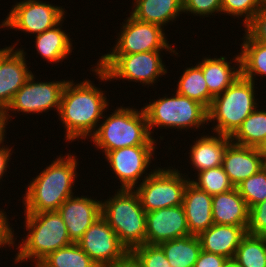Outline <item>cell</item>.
<instances>
[{"label": "cell", "mask_w": 266, "mask_h": 267, "mask_svg": "<svg viewBox=\"0 0 266 267\" xmlns=\"http://www.w3.org/2000/svg\"><path fill=\"white\" fill-rule=\"evenodd\" d=\"M182 205L190 235L198 236L214 224L212 195L197 188L190 181L185 188Z\"/></svg>", "instance_id": "cell-20"}, {"label": "cell", "mask_w": 266, "mask_h": 267, "mask_svg": "<svg viewBox=\"0 0 266 267\" xmlns=\"http://www.w3.org/2000/svg\"><path fill=\"white\" fill-rule=\"evenodd\" d=\"M261 4L257 0H222V14L233 18H242L243 27L252 19L260 9ZM244 18V19H243Z\"/></svg>", "instance_id": "cell-34"}, {"label": "cell", "mask_w": 266, "mask_h": 267, "mask_svg": "<svg viewBox=\"0 0 266 267\" xmlns=\"http://www.w3.org/2000/svg\"><path fill=\"white\" fill-rule=\"evenodd\" d=\"M31 74L25 84L15 93L11 103L3 112V123L6 127L14 118L13 114L22 112L30 114H41L55 109L59 112L61 96L68 80L60 81H35L37 78ZM12 112V113H11ZM10 113V114H9Z\"/></svg>", "instance_id": "cell-11"}, {"label": "cell", "mask_w": 266, "mask_h": 267, "mask_svg": "<svg viewBox=\"0 0 266 267\" xmlns=\"http://www.w3.org/2000/svg\"><path fill=\"white\" fill-rule=\"evenodd\" d=\"M261 167L266 172V154H261Z\"/></svg>", "instance_id": "cell-46"}, {"label": "cell", "mask_w": 266, "mask_h": 267, "mask_svg": "<svg viewBox=\"0 0 266 267\" xmlns=\"http://www.w3.org/2000/svg\"><path fill=\"white\" fill-rule=\"evenodd\" d=\"M129 14L142 22L167 26L183 14V0H133ZM179 16V17H178ZM176 19V20H175ZM171 21V22H170Z\"/></svg>", "instance_id": "cell-24"}, {"label": "cell", "mask_w": 266, "mask_h": 267, "mask_svg": "<svg viewBox=\"0 0 266 267\" xmlns=\"http://www.w3.org/2000/svg\"><path fill=\"white\" fill-rule=\"evenodd\" d=\"M93 81L83 78L79 83L68 80L65 84L58 119L65 128V141L90 139L96 132L104 113L110 106L105 95L107 91H102L96 87ZM106 110V111H105Z\"/></svg>", "instance_id": "cell-1"}, {"label": "cell", "mask_w": 266, "mask_h": 267, "mask_svg": "<svg viewBox=\"0 0 266 267\" xmlns=\"http://www.w3.org/2000/svg\"><path fill=\"white\" fill-rule=\"evenodd\" d=\"M171 267H194L201 244L197 236L188 235L160 243Z\"/></svg>", "instance_id": "cell-27"}, {"label": "cell", "mask_w": 266, "mask_h": 267, "mask_svg": "<svg viewBox=\"0 0 266 267\" xmlns=\"http://www.w3.org/2000/svg\"><path fill=\"white\" fill-rule=\"evenodd\" d=\"M190 235L183 205L146 213V244L159 245Z\"/></svg>", "instance_id": "cell-16"}, {"label": "cell", "mask_w": 266, "mask_h": 267, "mask_svg": "<svg viewBox=\"0 0 266 267\" xmlns=\"http://www.w3.org/2000/svg\"><path fill=\"white\" fill-rule=\"evenodd\" d=\"M250 209L237 188L212 196L214 224L248 227Z\"/></svg>", "instance_id": "cell-23"}, {"label": "cell", "mask_w": 266, "mask_h": 267, "mask_svg": "<svg viewBox=\"0 0 266 267\" xmlns=\"http://www.w3.org/2000/svg\"><path fill=\"white\" fill-rule=\"evenodd\" d=\"M111 267H142L137 259L131 254L128 253L121 261L114 264Z\"/></svg>", "instance_id": "cell-42"}, {"label": "cell", "mask_w": 266, "mask_h": 267, "mask_svg": "<svg viewBox=\"0 0 266 267\" xmlns=\"http://www.w3.org/2000/svg\"><path fill=\"white\" fill-rule=\"evenodd\" d=\"M116 106L111 114L103 116L96 132L90 137L93 146L106 155L109 151L138 145H156L151 136L143 108Z\"/></svg>", "instance_id": "cell-4"}, {"label": "cell", "mask_w": 266, "mask_h": 267, "mask_svg": "<svg viewBox=\"0 0 266 267\" xmlns=\"http://www.w3.org/2000/svg\"><path fill=\"white\" fill-rule=\"evenodd\" d=\"M24 219L23 229L28 232L15 244L18 251L13 258L14 264L31 261L37 266L50 253L73 243L58 211L24 213Z\"/></svg>", "instance_id": "cell-3"}, {"label": "cell", "mask_w": 266, "mask_h": 267, "mask_svg": "<svg viewBox=\"0 0 266 267\" xmlns=\"http://www.w3.org/2000/svg\"><path fill=\"white\" fill-rule=\"evenodd\" d=\"M240 48L241 76L256 82L257 76H266V44L253 41L246 33L243 34ZM257 75V76H256Z\"/></svg>", "instance_id": "cell-26"}, {"label": "cell", "mask_w": 266, "mask_h": 267, "mask_svg": "<svg viewBox=\"0 0 266 267\" xmlns=\"http://www.w3.org/2000/svg\"><path fill=\"white\" fill-rule=\"evenodd\" d=\"M5 139L6 137H3L0 140V182L4 177V174L7 172V168H9L10 159H12L10 158L12 153H15L12 152V147H9V145H4L6 144L4 143V141L6 142Z\"/></svg>", "instance_id": "cell-41"}, {"label": "cell", "mask_w": 266, "mask_h": 267, "mask_svg": "<svg viewBox=\"0 0 266 267\" xmlns=\"http://www.w3.org/2000/svg\"><path fill=\"white\" fill-rule=\"evenodd\" d=\"M142 267H171L159 245L144 244L130 252Z\"/></svg>", "instance_id": "cell-35"}, {"label": "cell", "mask_w": 266, "mask_h": 267, "mask_svg": "<svg viewBox=\"0 0 266 267\" xmlns=\"http://www.w3.org/2000/svg\"><path fill=\"white\" fill-rule=\"evenodd\" d=\"M257 107L231 136L238 145L258 148L266 137V109Z\"/></svg>", "instance_id": "cell-29"}, {"label": "cell", "mask_w": 266, "mask_h": 267, "mask_svg": "<svg viewBox=\"0 0 266 267\" xmlns=\"http://www.w3.org/2000/svg\"><path fill=\"white\" fill-rule=\"evenodd\" d=\"M255 82L241 75L221 94L214 97L208 110L211 132L232 136L242 122L259 107ZM216 121V122H215ZM216 124V125H214Z\"/></svg>", "instance_id": "cell-6"}, {"label": "cell", "mask_w": 266, "mask_h": 267, "mask_svg": "<svg viewBox=\"0 0 266 267\" xmlns=\"http://www.w3.org/2000/svg\"><path fill=\"white\" fill-rule=\"evenodd\" d=\"M77 244L98 267H111L129 253L102 216L85 231Z\"/></svg>", "instance_id": "cell-14"}, {"label": "cell", "mask_w": 266, "mask_h": 267, "mask_svg": "<svg viewBox=\"0 0 266 267\" xmlns=\"http://www.w3.org/2000/svg\"><path fill=\"white\" fill-rule=\"evenodd\" d=\"M226 260V257L201 250L194 267H222Z\"/></svg>", "instance_id": "cell-40"}, {"label": "cell", "mask_w": 266, "mask_h": 267, "mask_svg": "<svg viewBox=\"0 0 266 267\" xmlns=\"http://www.w3.org/2000/svg\"><path fill=\"white\" fill-rule=\"evenodd\" d=\"M261 5L266 3V0H257Z\"/></svg>", "instance_id": "cell-47"}, {"label": "cell", "mask_w": 266, "mask_h": 267, "mask_svg": "<svg viewBox=\"0 0 266 267\" xmlns=\"http://www.w3.org/2000/svg\"><path fill=\"white\" fill-rule=\"evenodd\" d=\"M35 267H98L77 243L50 253Z\"/></svg>", "instance_id": "cell-30"}, {"label": "cell", "mask_w": 266, "mask_h": 267, "mask_svg": "<svg viewBox=\"0 0 266 267\" xmlns=\"http://www.w3.org/2000/svg\"><path fill=\"white\" fill-rule=\"evenodd\" d=\"M249 209L266 200V172L261 168L257 173L236 186Z\"/></svg>", "instance_id": "cell-33"}, {"label": "cell", "mask_w": 266, "mask_h": 267, "mask_svg": "<svg viewBox=\"0 0 266 267\" xmlns=\"http://www.w3.org/2000/svg\"><path fill=\"white\" fill-rule=\"evenodd\" d=\"M18 42L0 53V111L3 113L11 103L15 93L32 74L28 70L27 53L23 48L16 49ZM16 49V50H15ZM26 57V58H25Z\"/></svg>", "instance_id": "cell-15"}, {"label": "cell", "mask_w": 266, "mask_h": 267, "mask_svg": "<svg viewBox=\"0 0 266 267\" xmlns=\"http://www.w3.org/2000/svg\"><path fill=\"white\" fill-rule=\"evenodd\" d=\"M101 201V216L130 253L146 243V211L134 189H120ZM104 200V201H103Z\"/></svg>", "instance_id": "cell-5"}, {"label": "cell", "mask_w": 266, "mask_h": 267, "mask_svg": "<svg viewBox=\"0 0 266 267\" xmlns=\"http://www.w3.org/2000/svg\"><path fill=\"white\" fill-rule=\"evenodd\" d=\"M153 99L143 106L147 117L149 132L154 133L155 128L178 129L176 131L204 128L208 126V110L201 103L180 95L177 92L172 96ZM163 127V128H162ZM153 130V131H152Z\"/></svg>", "instance_id": "cell-7"}, {"label": "cell", "mask_w": 266, "mask_h": 267, "mask_svg": "<svg viewBox=\"0 0 266 267\" xmlns=\"http://www.w3.org/2000/svg\"><path fill=\"white\" fill-rule=\"evenodd\" d=\"M247 233L266 237V200L250 208Z\"/></svg>", "instance_id": "cell-38"}, {"label": "cell", "mask_w": 266, "mask_h": 267, "mask_svg": "<svg viewBox=\"0 0 266 267\" xmlns=\"http://www.w3.org/2000/svg\"><path fill=\"white\" fill-rule=\"evenodd\" d=\"M76 153L57 156L25 186L22 199L24 213L57 211L60 205L74 196L73 188L77 180Z\"/></svg>", "instance_id": "cell-2"}, {"label": "cell", "mask_w": 266, "mask_h": 267, "mask_svg": "<svg viewBox=\"0 0 266 267\" xmlns=\"http://www.w3.org/2000/svg\"><path fill=\"white\" fill-rule=\"evenodd\" d=\"M65 8L41 0H21L12 5L0 28L21 31L26 34H41L53 28L66 15Z\"/></svg>", "instance_id": "cell-12"}, {"label": "cell", "mask_w": 266, "mask_h": 267, "mask_svg": "<svg viewBox=\"0 0 266 267\" xmlns=\"http://www.w3.org/2000/svg\"><path fill=\"white\" fill-rule=\"evenodd\" d=\"M234 259L241 267H266V237L247 233L241 239Z\"/></svg>", "instance_id": "cell-31"}, {"label": "cell", "mask_w": 266, "mask_h": 267, "mask_svg": "<svg viewBox=\"0 0 266 267\" xmlns=\"http://www.w3.org/2000/svg\"><path fill=\"white\" fill-rule=\"evenodd\" d=\"M234 56L230 62L225 56L211 58L210 55L197 62L202 69L209 93L213 97L223 93L241 75L240 54Z\"/></svg>", "instance_id": "cell-19"}, {"label": "cell", "mask_w": 266, "mask_h": 267, "mask_svg": "<svg viewBox=\"0 0 266 267\" xmlns=\"http://www.w3.org/2000/svg\"><path fill=\"white\" fill-rule=\"evenodd\" d=\"M247 228L213 224L197 237L199 238L203 251L217 254L227 259H233L241 239L247 234Z\"/></svg>", "instance_id": "cell-22"}, {"label": "cell", "mask_w": 266, "mask_h": 267, "mask_svg": "<svg viewBox=\"0 0 266 267\" xmlns=\"http://www.w3.org/2000/svg\"><path fill=\"white\" fill-rule=\"evenodd\" d=\"M156 149V145H138L118 148L105 155L109 168H112V174L121 182L118 186L120 189H134L141 180L152 174L156 168L152 170L149 166L156 160V157L153 158Z\"/></svg>", "instance_id": "cell-13"}, {"label": "cell", "mask_w": 266, "mask_h": 267, "mask_svg": "<svg viewBox=\"0 0 266 267\" xmlns=\"http://www.w3.org/2000/svg\"><path fill=\"white\" fill-rule=\"evenodd\" d=\"M195 174V179H190V182L202 191L216 195L228 192L235 188L230 182V179L224 168L221 166L206 169ZM197 174V176H196Z\"/></svg>", "instance_id": "cell-32"}, {"label": "cell", "mask_w": 266, "mask_h": 267, "mask_svg": "<svg viewBox=\"0 0 266 267\" xmlns=\"http://www.w3.org/2000/svg\"><path fill=\"white\" fill-rule=\"evenodd\" d=\"M5 209L0 208V248L4 249L8 247L13 248L15 246L14 230L12 229L13 225L10 224L7 212ZM11 225V226H10ZM15 239V240H14ZM4 247V248H3Z\"/></svg>", "instance_id": "cell-39"}, {"label": "cell", "mask_w": 266, "mask_h": 267, "mask_svg": "<svg viewBox=\"0 0 266 267\" xmlns=\"http://www.w3.org/2000/svg\"><path fill=\"white\" fill-rule=\"evenodd\" d=\"M64 20L65 17L53 28L34 36L36 54H39L48 63L63 62L74 49L72 38L65 32L66 30H63Z\"/></svg>", "instance_id": "cell-25"}, {"label": "cell", "mask_w": 266, "mask_h": 267, "mask_svg": "<svg viewBox=\"0 0 266 267\" xmlns=\"http://www.w3.org/2000/svg\"><path fill=\"white\" fill-rule=\"evenodd\" d=\"M7 127L3 123V113L0 111V140L7 134Z\"/></svg>", "instance_id": "cell-43"}, {"label": "cell", "mask_w": 266, "mask_h": 267, "mask_svg": "<svg viewBox=\"0 0 266 267\" xmlns=\"http://www.w3.org/2000/svg\"><path fill=\"white\" fill-rule=\"evenodd\" d=\"M163 51H150L120 55L105 71L96 65L92 66V72L96 77L105 81L127 80L128 82H140L142 86H155L157 79L167 74V69L162 60ZM113 79V80H112Z\"/></svg>", "instance_id": "cell-10"}, {"label": "cell", "mask_w": 266, "mask_h": 267, "mask_svg": "<svg viewBox=\"0 0 266 267\" xmlns=\"http://www.w3.org/2000/svg\"><path fill=\"white\" fill-rule=\"evenodd\" d=\"M211 134L196 137V141L194 139L189 148V164L193 166L191 168H194L193 171L196 170V173L221 166L223 163L224 153L231 142V137L218 133Z\"/></svg>", "instance_id": "cell-21"}, {"label": "cell", "mask_w": 266, "mask_h": 267, "mask_svg": "<svg viewBox=\"0 0 266 267\" xmlns=\"http://www.w3.org/2000/svg\"><path fill=\"white\" fill-rule=\"evenodd\" d=\"M222 267H241L239 263L233 259H227Z\"/></svg>", "instance_id": "cell-44"}, {"label": "cell", "mask_w": 266, "mask_h": 267, "mask_svg": "<svg viewBox=\"0 0 266 267\" xmlns=\"http://www.w3.org/2000/svg\"><path fill=\"white\" fill-rule=\"evenodd\" d=\"M180 172L182 171L172 166H157L150 176L134 188L146 212L183 204L185 188L190 178Z\"/></svg>", "instance_id": "cell-9"}, {"label": "cell", "mask_w": 266, "mask_h": 267, "mask_svg": "<svg viewBox=\"0 0 266 267\" xmlns=\"http://www.w3.org/2000/svg\"><path fill=\"white\" fill-rule=\"evenodd\" d=\"M5 48H6V47H4V48H1V49H0V53H1V52H2V51L5 49Z\"/></svg>", "instance_id": "cell-48"}, {"label": "cell", "mask_w": 266, "mask_h": 267, "mask_svg": "<svg viewBox=\"0 0 266 267\" xmlns=\"http://www.w3.org/2000/svg\"><path fill=\"white\" fill-rule=\"evenodd\" d=\"M222 167L230 182L236 187L262 168L261 154L257 148L238 145L231 141L224 153Z\"/></svg>", "instance_id": "cell-18"}, {"label": "cell", "mask_w": 266, "mask_h": 267, "mask_svg": "<svg viewBox=\"0 0 266 267\" xmlns=\"http://www.w3.org/2000/svg\"><path fill=\"white\" fill-rule=\"evenodd\" d=\"M221 5L222 0H183V12L200 18L222 15Z\"/></svg>", "instance_id": "cell-36"}, {"label": "cell", "mask_w": 266, "mask_h": 267, "mask_svg": "<svg viewBox=\"0 0 266 267\" xmlns=\"http://www.w3.org/2000/svg\"><path fill=\"white\" fill-rule=\"evenodd\" d=\"M101 201L91 196L89 198L75 194L60 205L57 211L73 243H77L85 231L101 217Z\"/></svg>", "instance_id": "cell-17"}, {"label": "cell", "mask_w": 266, "mask_h": 267, "mask_svg": "<svg viewBox=\"0 0 266 267\" xmlns=\"http://www.w3.org/2000/svg\"><path fill=\"white\" fill-rule=\"evenodd\" d=\"M257 149L260 154H266V137Z\"/></svg>", "instance_id": "cell-45"}, {"label": "cell", "mask_w": 266, "mask_h": 267, "mask_svg": "<svg viewBox=\"0 0 266 267\" xmlns=\"http://www.w3.org/2000/svg\"><path fill=\"white\" fill-rule=\"evenodd\" d=\"M176 82L178 94L201 103L207 109L210 107L214 97L209 93L202 69L197 64L185 68Z\"/></svg>", "instance_id": "cell-28"}, {"label": "cell", "mask_w": 266, "mask_h": 267, "mask_svg": "<svg viewBox=\"0 0 266 267\" xmlns=\"http://www.w3.org/2000/svg\"><path fill=\"white\" fill-rule=\"evenodd\" d=\"M244 32L255 42L266 44V3L254 14L244 26Z\"/></svg>", "instance_id": "cell-37"}, {"label": "cell", "mask_w": 266, "mask_h": 267, "mask_svg": "<svg viewBox=\"0 0 266 267\" xmlns=\"http://www.w3.org/2000/svg\"><path fill=\"white\" fill-rule=\"evenodd\" d=\"M120 26V32L116 35V44L110 52L102 55L96 62V66L105 71L120 55L165 51L173 56L178 52L167 40L166 33L162 26L154 23L142 22L129 15Z\"/></svg>", "instance_id": "cell-8"}]
</instances>
